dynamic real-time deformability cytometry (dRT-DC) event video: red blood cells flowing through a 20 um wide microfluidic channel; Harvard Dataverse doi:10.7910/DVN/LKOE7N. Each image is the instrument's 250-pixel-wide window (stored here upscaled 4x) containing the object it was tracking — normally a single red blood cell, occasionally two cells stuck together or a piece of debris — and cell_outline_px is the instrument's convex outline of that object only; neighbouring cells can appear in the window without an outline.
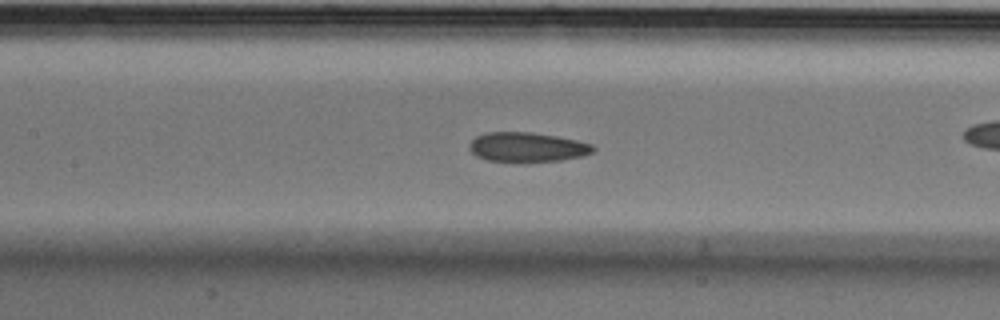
{"species": "Egyptian fruit bat (a non-hibernating species)", "species_latin": "Rousettus aegyptiacus", "temperature_condition": "cold", "stored_images_in_passage": 56, "camera_frame_rate_fps": 3000, "um_per_image_px": 0.085, "animal": {"sex": "male"}, "frame": {"image": 1, "passage_image": 25, "time_ms": 8.0, "image_size_px": [1000, 320], "cell_outline_px": [[596, 148], [592, 152], [580, 156], [560, 160], [524, 164], [488, 160], [476, 156], [468, 148], [468, 144], [476, 136], [488, 132], [528, 132], [556, 136], [576, 140], [592, 144]], "centroid_in_image_um": [44.77, 12.53], "position_along_channel_um": 162.6, "area_um2": 21.73}}
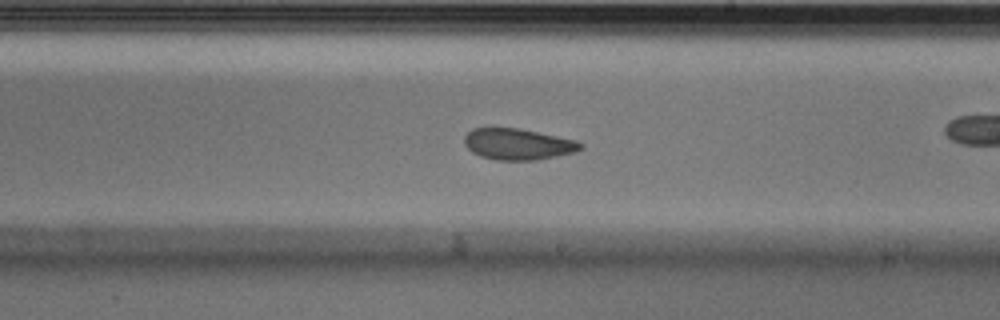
{"frame": {"image": 2, "passage_image": 32, "time_ms": 10.333, "image_size_px": [1000, 320], "cell_outline_px": [[584, 148], [576, 152], [540, 160], [496, 160], [480, 156], [472, 152], [464, 144], [464, 136], [472, 128], [492, 124], [520, 128], [576, 140], [584, 144]], "centroid_in_image_um": [43.99, 12.21], "position_along_channel_um": 245.0, "area_um2": 22.08}}
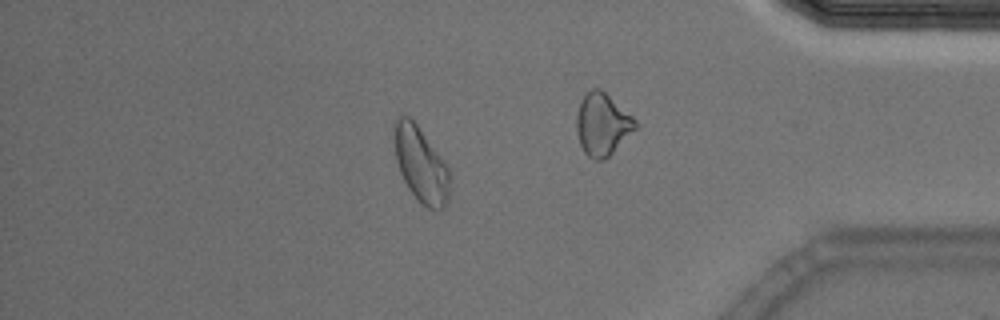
{"frame": {"image": 3, "passage_image": 48, "time_ms": 15.667, "image_size_px": [1000, 320], "cell_outline_px": [[452, 176], [448, 200], [444, 208], [440, 212], [436, 212], [420, 204], [408, 188], [400, 172], [396, 160], [392, 128], [392, 124], [400, 116], [408, 116], [416, 124], [448, 168]], "centroid_in_image_um": [35.77, 14.05], "position_along_channel_um": 399.4, "area_um2": 24.62}, "authors_computed_cell_mechanics": {"area_um2": 22.1374, "velocity_mm_per_s": 3.5409, "shape_relaxation_time_tau1_ms": 5.8367, "shape_relaxation_time_tau2_ms": 2.8227, "deformation_change_tau1": 0.1105, "deformation_change_tau2": 0.0791}}